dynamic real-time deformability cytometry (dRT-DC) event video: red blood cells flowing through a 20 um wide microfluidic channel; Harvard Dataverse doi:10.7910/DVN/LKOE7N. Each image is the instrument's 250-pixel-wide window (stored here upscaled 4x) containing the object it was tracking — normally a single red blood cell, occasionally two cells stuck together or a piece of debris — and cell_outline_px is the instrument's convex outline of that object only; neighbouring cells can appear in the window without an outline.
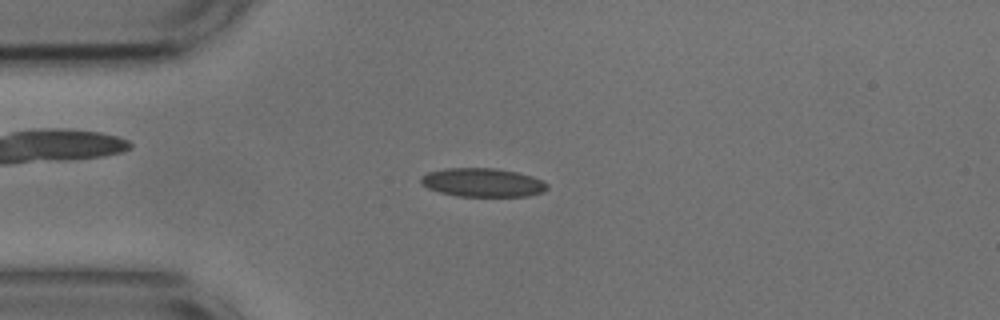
{"species": "common noctule bat (a hibernating species)", "species_latin": "Nyctalus noctula", "temperature_condition": "cold", "stored_images_in_passage": 53, "camera_frame_rate_fps": 3000, "um_per_image_px": 0.085, "animal": {"sex": "male", "body_mass_g": 17.9, "forearm_length_mm": 54.2}, "frame": {"image": 1, "passage_image": 12, "time_ms": 3.667, "image_size_px": [1000, 320], "cell_outline_px": [[548, 188], [544, 192], [528, 196], [456, 196], [440, 192], [428, 188], [420, 184], [420, 176], [428, 172], [444, 168], [496, 168], [516, 172], [532, 176], [544, 180], [548, 184]], "centroid_in_image_um": [41.03, 15.51], "position_along_channel_um": 44.0, "area_um2": 21.33}}
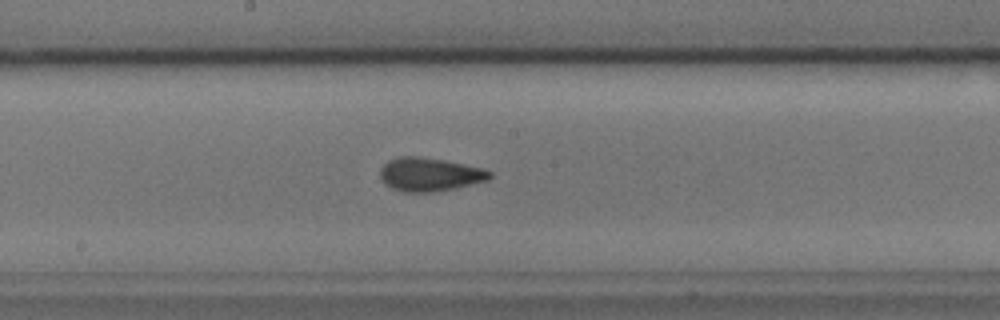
{"frame": {"image": 2, "passage_image": 27, "time_ms": 8.667, "image_size_px": [1000, 320], "cell_outline_px": [[492, 176], [488, 180], [452, 188], [432, 192], [404, 192], [392, 188], [384, 184], [380, 176], [380, 168], [388, 160], [400, 156], [416, 156], [444, 160], [480, 168], [492, 172]], "centroid_in_image_um": [36.47, 14.82], "position_along_channel_um": 211.7, "area_um2": 21.15}}
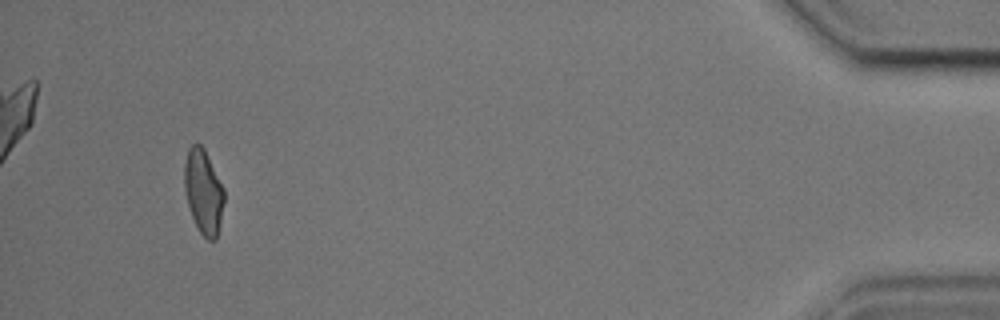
{"frame": {"image": 3, "passage_image": 50, "time_ms": 16.333, "image_size_px": [1000, 320], "cell_outline_px": [[224, 200], [216, 240], [208, 240], [200, 232], [192, 216], [188, 204], [184, 188], [184, 164], [188, 148], [192, 144], [200, 144], [204, 148], [224, 188]], "centroid_in_image_um": [17.28, 16.26], "position_along_channel_um": 417.9, "area_um2": 19.36}, "authors_computed_cell_mechanics": {"area_um2": 20.1722, "velocity_mm_per_s": 3.6627, "shape_relaxation_time_tau1_ms": 4.7632, "shape_relaxation_time_tau2_ms": 1.6558, "deformation_change_tau1": 0.1428, "deformation_change_tau2": 0.077}}